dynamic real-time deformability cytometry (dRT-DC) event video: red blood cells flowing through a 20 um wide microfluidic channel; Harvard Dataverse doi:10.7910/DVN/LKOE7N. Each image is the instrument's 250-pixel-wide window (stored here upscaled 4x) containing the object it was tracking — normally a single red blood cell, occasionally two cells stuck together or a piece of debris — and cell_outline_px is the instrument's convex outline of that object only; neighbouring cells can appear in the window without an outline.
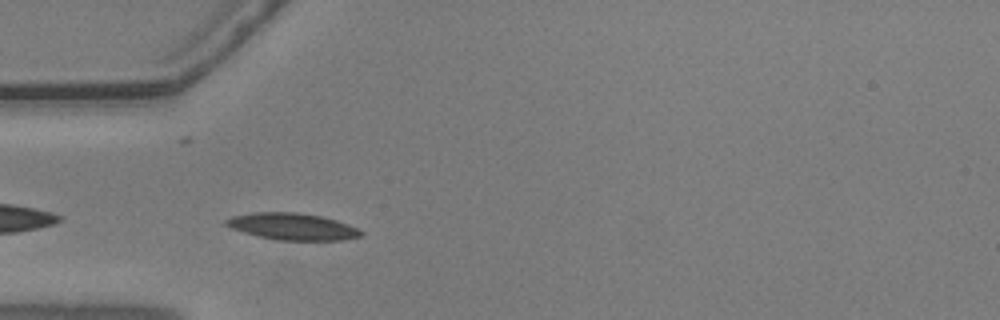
{"species": "common noctule bat (a hibernating species)", "species_latin": "Nyctalus noctula", "temperature_condition": "warm", "stored_images_in_passage": 40, "camera_frame_rate_fps": 3000, "um_per_image_px": 0.085, "animal": {"sex": "male", "body_mass_g": 20.5, "forearm_length_mm": 52.5}, "frame": {"image": 1, "passage_image": 2, "time_ms": 0.333, "image_size_px": [1000, 320], "cell_outline_px": [[364, 236], [344, 240], [276, 240], [244, 232], [232, 228], [224, 224], [224, 220], [232, 216], [252, 212], [296, 212], [320, 216], [336, 220], [348, 224], [364, 232]], "centroid_in_image_um": [24.87, 19.25], "position_along_channel_um": 60.1, "area_um2": 21.04}}
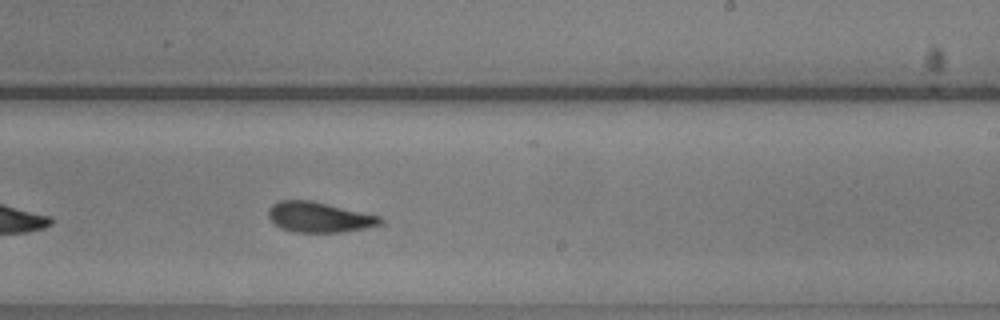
{"frame": {"image": 2, "passage_image": 19, "time_ms": 6.0, "image_size_px": [1000, 320], "cell_outline_px": [[384, 224], [364, 228], [340, 232], [296, 232], [280, 228], [268, 216], [268, 212], [272, 204], [280, 200], [312, 200], [380, 216], [384, 220]], "centroid_in_image_um": [27.15, 18.45], "position_along_channel_um": 261.9, "area_um2": 19.71}}
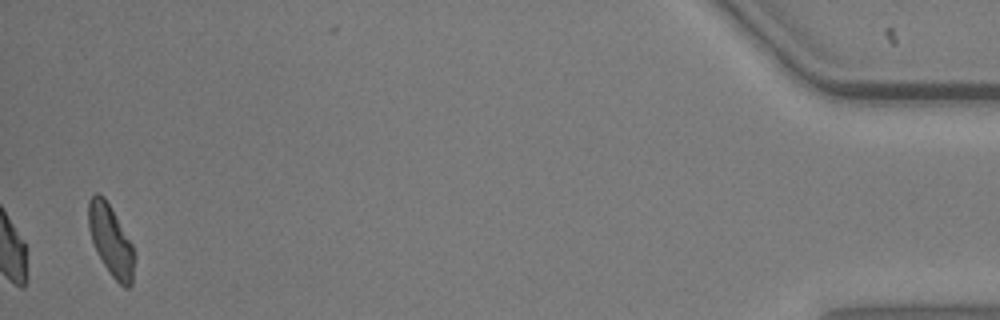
{"frame": {"image": 3, "passage_image": 40, "time_ms": 13.0, "image_size_px": [1000, 320], "cell_outline_px": [[132, 284], [128, 288], [124, 288], [112, 276], [104, 264], [92, 240], [88, 228], [88, 200], [96, 192], [104, 196], [132, 244]], "centroid_in_image_um": [9.38, 20.4], "position_along_channel_um": 425.8, "area_um2": 18.21}, "authors_computed_cell_mechanics": {"area_um2": 19.941, "velocity_mm_per_s": 3.5925, "shape_relaxation_time_tau1_ms": 2.2297, "shape_relaxation_time_tau2_ms": 4.4875, "deformation_change_tau1": 0.073, "deformation_change_tau2": 0.136}}